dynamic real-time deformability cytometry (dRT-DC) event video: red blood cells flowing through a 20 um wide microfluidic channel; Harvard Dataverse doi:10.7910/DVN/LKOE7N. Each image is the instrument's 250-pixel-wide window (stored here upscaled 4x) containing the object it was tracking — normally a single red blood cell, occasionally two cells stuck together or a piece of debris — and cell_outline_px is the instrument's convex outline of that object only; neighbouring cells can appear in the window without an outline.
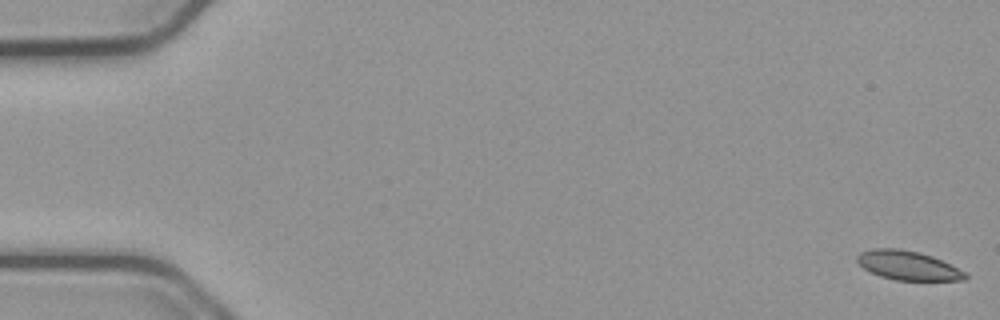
{"species": "common noctule bat (a hibernating species)", "species_latin": "Nyctalus noctula", "temperature_condition": "cold", "stored_images_in_passage": 6, "camera_frame_rate_fps": 3000, "um_per_image_px": 0.085, "animal": {"sex": "male", "body_mass_g": 23.1, "forearm_length_mm": 52.7}, "frame": {"image": 1, "passage_image": 1, "time_ms": 0.0, "image_size_px": [1000, 320], "cell_outline_px": [[968, 276], [964, 280], [896, 280], [880, 276], [864, 268], [856, 260], [856, 256], [860, 252], [872, 248], [900, 248], [932, 256], [968, 272]], "centroid_in_image_um": [77.19, 22.56], "position_along_channel_um": 7.8, "area_um2": 18.32}}